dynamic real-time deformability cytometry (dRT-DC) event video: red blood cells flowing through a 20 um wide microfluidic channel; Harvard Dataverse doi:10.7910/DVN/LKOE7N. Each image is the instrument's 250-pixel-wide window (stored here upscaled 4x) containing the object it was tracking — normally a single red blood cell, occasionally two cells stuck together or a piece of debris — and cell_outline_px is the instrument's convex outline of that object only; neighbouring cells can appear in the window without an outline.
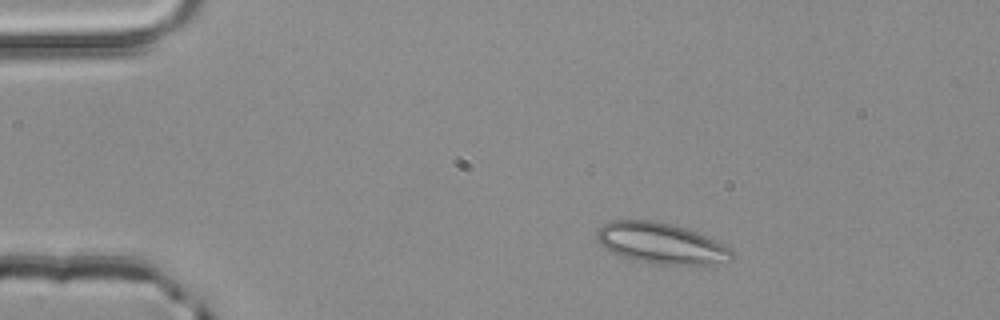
{"species": "common noctule bat (a hibernating species)", "species_latin": "Nyctalus noctula", "temperature_condition": "room temperature", "stored_images_in_passage": 2, "camera_frame_rate_fps": 3000, "um_per_image_px": 0.085, "animal": {"sex": "male", "body_mass_g": 20.4}, "frame": {"image": 1, "passage_image": 1, "time_ms": 0.0, "image_size_px": [1000, 320], "cell_outline_px": [[732, 260], [708, 264], [656, 264], [636, 260], [620, 256], [604, 248], [600, 244], [596, 236], [596, 232], [604, 224], [612, 220], [652, 220], [672, 224], [688, 228], [724, 244], [732, 248]], "centroid_in_image_um": [56.18, 20.67], "position_along_channel_um": 28.8, "area_um2": 32.08}}